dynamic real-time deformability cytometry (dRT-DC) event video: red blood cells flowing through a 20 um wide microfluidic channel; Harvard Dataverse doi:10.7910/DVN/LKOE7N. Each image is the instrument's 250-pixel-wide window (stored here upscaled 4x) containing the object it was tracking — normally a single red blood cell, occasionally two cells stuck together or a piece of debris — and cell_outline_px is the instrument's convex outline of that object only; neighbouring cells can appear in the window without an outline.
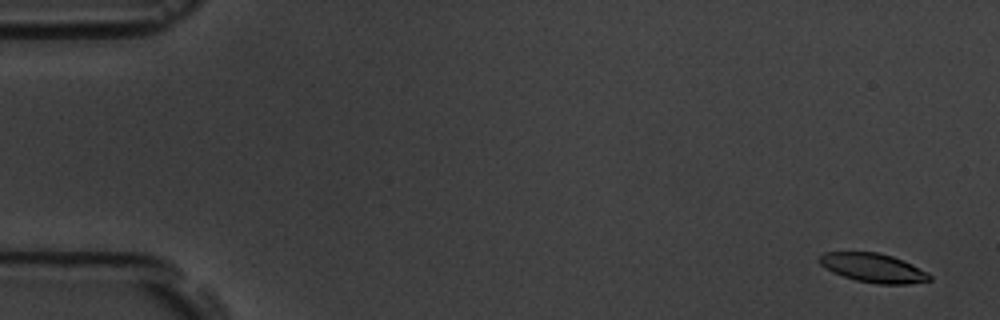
{"species": "common noctule bat (a hibernating species)", "species_latin": "Nyctalus noctula", "temperature_condition": "room temperature", "stored_images_in_passage": 5, "camera_frame_rate_fps": 3000, "um_per_image_px": 0.085, "animal": {"sex": "male", "body_mass_g": 19.5, "forearm_length_mm": 54.6}, "frame": {"image": 1, "passage_image": 1, "time_ms": 0.0, "image_size_px": [1000, 320], "cell_outline_px": [[932, 280], [908, 284], [880, 284], [856, 280], [832, 272], [820, 264], [820, 256], [824, 252], [880, 252], [892, 256], [912, 264], [928, 272], [932, 276]], "centroid_in_image_um": [74.26, 22.77], "position_along_channel_um": 10.7, "area_um2": 18.55}}